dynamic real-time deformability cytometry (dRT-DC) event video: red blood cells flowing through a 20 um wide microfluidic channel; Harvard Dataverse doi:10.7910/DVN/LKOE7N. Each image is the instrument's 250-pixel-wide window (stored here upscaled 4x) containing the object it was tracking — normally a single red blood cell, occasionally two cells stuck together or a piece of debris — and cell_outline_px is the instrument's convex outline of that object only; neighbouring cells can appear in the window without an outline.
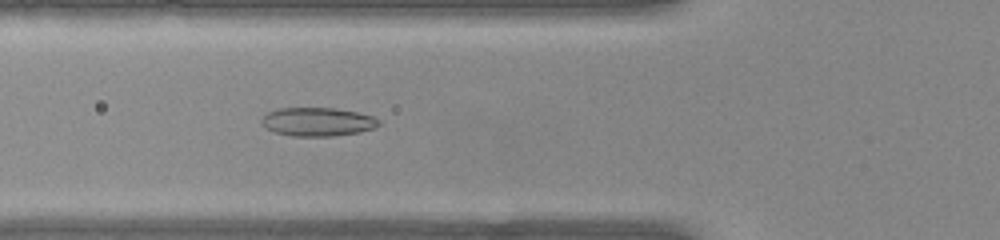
{"species": "common noctule bat (a hibernating species)", "species_latin": "Nyctalus noctula", "temperature_condition": "warm", "stored_images_in_passage": 51, "camera_frame_rate_fps": 3000, "um_per_image_px": 0.085, "animal": {"sex": "female", "body_mass_g": 22.0, "forearm_length_mm": 56.7}, "frame": {"image": 1, "passage_image": 18, "time_ms": 5.667, "image_size_px": [1000, 240], "cell_outline_px": [[380, 124], [372, 128], [360, 132], [332, 136], [292, 136], [276, 132], [268, 128], [260, 120], [268, 112], [280, 108], [336, 108], [356, 112], [372, 116], [380, 120]], "centroid_in_image_um": [27.02, 10.35], "position_along_channel_um": 98.8, "area_um2": 19.31}}
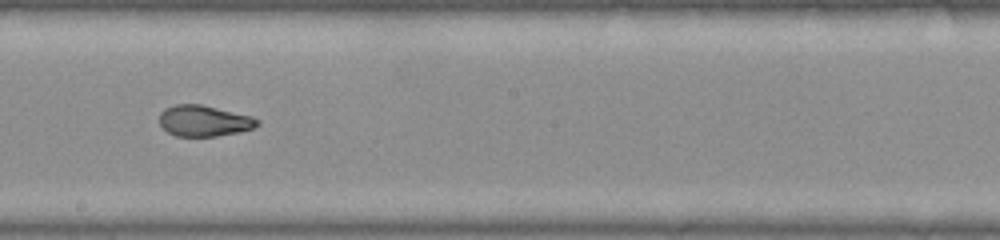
{"frame": {"image": 2, "passage_image": 28, "time_ms": 9.0, "image_size_px": [1000, 240], "cell_outline_px": [[260, 124], [256, 128], [240, 132], [216, 136], [176, 136], [168, 132], [160, 124], [160, 112], [164, 108], [176, 104], [200, 104], [252, 116], [260, 120]], "centroid_in_image_um": [17.37, 10.27], "position_along_channel_um": 230.8, "area_um2": 17.8}}
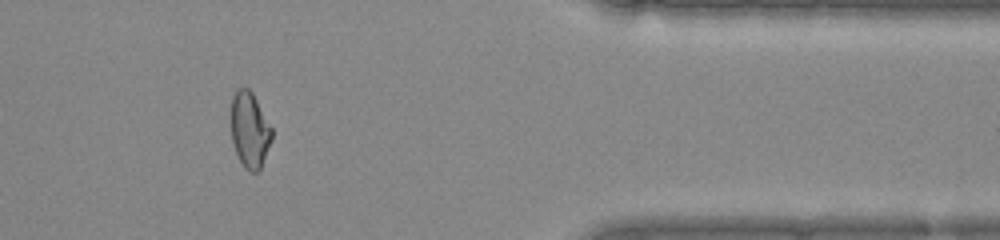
{"frame": {"image": 3, "passage_image": 42, "time_ms": 13.667, "image_size_px": [1000, 240], "cell_outline_px": [[272, 140], [260, 168], [256, 172], [252, 172], [244, 168], [232, 144], [232, 96], [236, 88], [248, 88], [252, 92], [272, 128]], "centroid_in_image_um": [21.23, 11.03], "position_along_channel_um": 390.2, "area_um2": 17.8}, "authors_computed_cell_mechanics": {"area_um2": 19.3052, "velocity_mm_per_s": 3.9594, "shape_relaxation_time_tau1_ms": null, "shape_relaxation_time_tau2_ms": 1.3679, "deformation_change_tau1": null, "deformation_change_tau2": 0.0627}}